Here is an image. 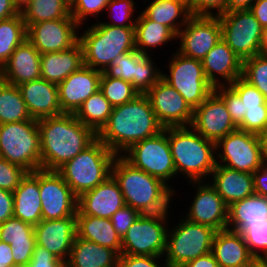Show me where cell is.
I'll return each instance as SVG.
<instances>
[{"mask_svg": "<svg viewBox=\"0 0 267 267\" xmlns=\"http://www.w3.org/2000/svg\"><path fill=\"white\" fill-rule=\"evenodd\" d=\"M164 127L159 123L145 94L113 107L107 123L97 133L115 155H122L135 143L159 134Z\"/></svg>", "mask_w": 267, "mask_h": 267, "instance_id": "obj_1", "label": "cell"}, {"mask_svg": "<svg viewBox=\"0 0 267 267\" xmlns=\"http://www.w3.org/2000/svg\"><path fill=\"white\" fill-rule=\"evenodd\" d=\"M41 142V169L57 171L97 139V133L74 114L38 120Z\"/></svg>", "mask_w": 267, "mask_h": 267, "instance_id": "obj_2", "label": "cell"}, {"mask_svg": "<svg viewBox=\"0 0 267 267\" xmlns=\"http://www.w3.org/2000/svg\"><path fill=\"white\" fill-rule=\"evenodd\" d=\"M111 175L118 182L125 204L141 214L170 212L177 195L162 180L134 167L122 155H116Z\"/></svg>", "mask_w": 267, "mask_h": 267, "instance_id": "obj_3", "label": "cell"}, {"mask_svg": "<svg viewBox=\"0 0 267 267\" xmlns=\"http://www.w3.org/2000/svg\"><path fill=\"white\" fill-rule=\"evenodd\" d=\"M168 142L177 175L186 177L187 182L210 178L216 166L214 142L191 126L168 127Z\"/></svg>", "mask_w": 267, "mask_h": 267, "instance_id": "obj_4", "label": "cell"}, {"mask_svg": "<svg viewBox=\"0 0 267 267\" xmlns=\"http://www.w3.org/2000/svg\"><path fill=\"white\" fill-rule=\"evenodd\" d=\"M83 33L79 42L83 49L84 65L104 72L118 56L136 50L135 28L111 26L96 21Z\"/></svg>", "mask_w": 267, "mask_h": 267, "instance_id": "obj_5", "label": "cell"}, {"mask_svg": "<svg viewBox=\"0 0 267 267\" xmlns=\"http://www.w3.org/2000/svg\"><path fill=\"white\" fill-rule=\"evenodd\" d=\"M115 157L116 155L97 138L61 166L57 172L79 197L103 183L111 175V166Z\"/></svg>", "mask_w": 267, "mask_h": 267, "instance_id": "obj_6", "label": "cell"}, {"mask_svg": "<svg viewBox=\"0 0 267 267\" xmlns=\"http://www.w3.org/2000/svg\"><path fill=\"white\" fill-rule=\"evenodd\" d=\"M0 157L28 172L41 169L38 120L0 124Z\"/></svg>", "mask_w": 267, "mask_h": 267, "instance_id": "obj_7", "label": "cell"}, {"mask_svg": "<svg viewBox=\"0 0 267 267\" xmlns=\"http://www.w3.org/2000/svg\"><path fill=\"white\" fill-rule=\"evenodd\" d=\"M168 227L164 260L167 267H182L187 262L212 251L216 230L180 218Z\"/></svg>", "mask_w": 267, "mask_h": 267, "instance_id": "obj_8", "label": "cell"}, {"mask_svg": "<svg viewBox=\"0 0 267 267\" xmlns=\"http://www.w3.org/2000/svg\"><path fill=\"white\" fill-rule=\"evenodd\" d=\"M173 51L168 59V73L162 70L161 78L194 110L214 91V87L205 76L201 60L184 56L177 50Z\"/></svg>", "mask_w": 267, "mask_h": 267, "instance_id": "obj_9", "label": "cell"}, {"mask_svg": "<svg viewBox=\"0 0 267 267\" xmlns=\"http://www.w3.org/2000/svg\"><path fill=\"white\" fill-rule=\"evenodd\" d=\"M168 213L141 214L121 239V254L164 257L171 225Z\"/></svg>", "mask_w": 267, "mask_h": 267, "instance_id": "obj_10", "label": "cell"}, {"mask_svg": "<svg viewBox=\"0 0 267 267\" xmlns=\"http://www.w3.org/2000/svg\"><path fill=\"white\" fill-rule=\"evenodd\" d=\"M122 156L134 167L162 180L174 192L177 191L171 185L177 174L168 142V127L153 137L135 143Z\"/></svg>", "mask_w": 267, "mask_h": 267, "instance_id": "obj_11", "label": "cell"}, {"mask_svg": "<svg viewBox=\"0 0 267 267\" xmlns=\"http://www.w3.org/2000/svg\"><path fill=\"white\" fill-rule=\"evenodd\" d=\"M222 40L241 59L260 54L263 27L250 10H236L219 16Z\"/></svg>", "mask_w": 267, "mask_h": 267, "instance_id": "obj_12", "label": "cell"}, {"mask_svg": "<svg viewBox=\"0 0 267 267\" xmlns=\"http://www.w3.org/2000/svg\"><path fill=\"white\" fill-rule=\"evenodd\" d=\"M215 151L216 164L237 171L254 173L262 165L257 134L236 129L215 144Z\"/></svg>", "mask_w": 267, "mask_h": 267, "instance_id": "obj_13", "label": "cell"}, {"mask_svg": "<svg viewBox=\"0 0 267 267\" xmlns=\"http://www.w3.org/2000/svg\"><path fill=\"white\" fill-rule=\"evenodd\" d=\"M43 220L76 217L78 197L57 171L39 169Z\"/></svg>", "mask_w": 267, "mask_h": 267, "instance_id": "obj_14", "label": "cell"}, {"mask_svg": "<svg viewBox=\"0 0 267 267\" xmlns=\"http://www.w3.org/2000/svg\"><path fill=\"white\" fill-rule=\"evenodd\" d=\"M151 56L137 50L118 55L104 73L108 77L131 82L139 94H145L162 76V70Z\"/></svg>", "mask_w": 267, "mask_h": 267, "instance_id": "obj_15", "label": "cell"}, {"mask_svg": "<svg viewBox=\"0 0 267 267\" xmlns=\"http://www.w3.org/2000/svg\"><path fill=\"white\" fill-rule=\"evenodd\" d=\"M189 185L195 186L193 200L182 216L188 221L202 224L215 229L216 231L227 229L228 206L210 181H192Z\"/></svg>", "mask_w": 267, "mask_h": 267, "instance_id": "obj_16", "label": "cell"}, {"mask_svg": "<svg viewBox=\"0 0 267 267\" xmlns=\"http://www.w3.org/2000/svg\"><path fill=\"white\" fill-rule=\"evenodd\" d=\"M180 39V40H179ZM222 39L219 17L191 16L177 34V51L184 56L203 60Z\"/></svg>", "mask_w": 267, "mask_h": 267, "instance_id": "obj_17", "label": "cell"}, {"mask_svg": "<svg viewBox=\"0 0 267 267\" xmlns=\"http://www.w3.org/2000/svg\"><path fill=\"white\" fill-rule=\"evenodd\" d=\"M74 18L49 20L32 24L27 29V39L40 54L67 50L79 41L83 30Z\"/></svg>", "mask_w": 267, "mask_h": 267, "instance_id": "obj_18", "label": "cell"}, {"mask_svg": "<svg viewBox=\"0 0 267 267\" xmlns=\"http://www.w3.org/2000/svg\"><path fill=\"white\" fill-rule=\"evenodd\" d=\"M145 95L164 128L191 126L194 110L165 80L161 78Z\"/></svg>", "mask_w": 267, "mask_h": 267, "instance_id": "obj_19", "label": "cell"}, {"mask_svg": "<svg viewBox=\"0 0 267 267\" xmlns=\"http://www.w3.org/2000/svg\"><path fill=\"white\" fill-rule=\"evenodd\" d=\"M191 127L215 144L238 129L227 111L224 100L215 91L194 109Z\"/></svg>", "mask_w": 267, "mask_h": 267, "instance_id": "obj_20", "label": "cell"}, {"mask_svg": "<svg viewBox=\"0 0 267 267\" xmlns=\"http://www.w3.org/2000/svg\"><path fill=\"white\" fill-rule=\"evenodd\" d=\"M101 76V71L83 65L59 83L57 86L62 114H75L82 103L100 89Z\"/></svg>", "mask_w": 267, "mask_h": 267, "instance_id": "obj_21", "label": "cell"}, {"mask_svg": "<svg viewBox=\"0 0 267 267\" xmlns=\"http://www.w3.org/2000/svg\"><path fill=\"white\" fill-rule=\"evenodd\" d=\"M125 205L120 186L110 175L103 183L78 197L77 211L82 215L110 219Z\"/></svg>", "mask_w": 267, "mask_h": 267, "instance_id": "obj_22", "label": "cell"}, {"mask_svg": "<svg viewBox=\"0 0 267 267\" xmlns=\"http://www.w3.org/2000/svg\"><path fill=\"white\" fill-rule=\"evenodd\" d=\"M36 245L46 248L58 259L68 260L76 232V217L41 220L34 226Z\"/></svg>", "mask_w": 267, "mask_h": 267, "instance_id": "obj_23", "label": "cell"}, {"mask_svg": "<svg viewBox=\"0 0 267 267\" xmlns=\"http://www.w3.org/2000/svg\"><path fill=\"white\" fill-rule=\"evenodd\" d=\"M202 66L214 88L228 86L242 76L243 62L222 39L203 58Z\"/></svg>", "mask_w": 267, "mask_h": 267, "instance_id": "obj_24", "label": "cell"}, {"mask_svg": "<svg viewBox=\"0 0 267 267\" xmlns=\"http://www.w3.org/2000/svg\"><path fill=\"white\" fill-rule=\"evenodd\" d=\"M41 78V54L25 39L0 69V79L11 85H21Z\"/></svg>", "mask_w": 267, "mask_h": 267, "instance_id": "obj_25", "label": "cell"}, {"mask_svg": "<svg viewBox=\"0 0 267 267\" xmlns=\"http://www.w3.org/2000/svg\"><path fill=\"white\" fill-rule=\"evenodd\" d=\"M32 119L40 120L62 114L58 86L43 78L18 85Z\"/></svg>", "mask_w": 267, "mask_h": 267, "instance_id": "obj_26", "label": "cell"}, {"mask_svg": "<svg viewBox=\"0 0 267 267\" xmlns=\"http://www.w3.org/2000/svg\"><path fill=\"white\" fill-rule=\"evenodd\" d=\"M210 177L208 179L212 180L210 184L227 206L255 194L253 173L241 172L216 164Z\"/></svg>", "mask_w": 267, "mask_h": 267, "instance_id": "obj_27", "label": "cell"}, {"mask_svg": "<svg viewBox=\"0 0 267 267\" xmlns=\"http://www.w3.org/2000/svg\"><path fill=\"white\" fill-rule=\"evenodd\" d=\"M13 198V217L36 226L42 220L39 170L26 174L19 186L13 191Z\"/></svg>", "mask_w": 267, "mask_h": 267, "instance_id": "obj_28", "label": "cell"}, {"mask_svg": "<svg viewBox=\"0 0 267 267\" xmlns=\"http://www.w3.org/2000/svg\"><path fill=\"white\" fill-rule=\"evenodd\" d=\"M211 252L219 267H248L254 259L242 235L229 229L216 232Z\"/></svg>", "mask_w": 267, "mask_h": 267, "instance_id": "obj_29", "label": "cell"}, {"mask_svg": "<svg viewBox=\"0 0 267 267\" xmlns=\"http://www.w3.org/2000/svg\"><path fill=\"white\" fill-rule=\"evenodd\" d=\"M84 65L83 49L78 41L73 47L41 54V78L58 85Z\"/></svg>", "mask_w": 267, "mask_h": 267, "instance_id": "obj_30", "label": "cell"}, {"mask_svg": "<svg viewBox=\"0 0 267 267\" xmlns=\"http://www.w3.org/2000/svg\"><path fill=\"white\" fill-rule=\"evenodd\" d=\"M0 240L12 247L14 263L27 265L31 260L36 237L34 226L12 217L0 224Z\"/></svg>", "mask_w": 267, "mask_h": 267, "instance_id": "obj_31", "label": "cell"}, {"mask_svg": "<svg viewBox=\"0 0 267 267\" xmlns=\"http://www.w3.org/2000/svg\"><path fill=\"white\" fill-rule=\"evenodd\" d=\"M119 255L110 248L75 236L66 267H117Z\"/></svg>", "mask_w": 267, "mask_h": 267, "instance_id": "obj_32", "label": "cell"}, {"mask_svg": "<svg viewBox=\"0 0 267 267\" xmlns=\"http://www.w3.org/2000/svg\"><path fill=\"white\" fill-rule=\"evenodd\" d=\"M76 232L81 239L113 249L121 254V237L110 219L76 213Z\"/></svg>", "mask_w": 267, "mask_h": 267, "instance_id": "obj_33", "label": "cell"}, {"mask_svg": "<svg viewBox=\"0 0 267 267\" xmlns=\"http://www.w3.org/2000/svg\"><path fill=\"white\" fill-rule=\"evenodd\" d=\"M142 12L149 20L169 27L176 35L192 16L183 0H151Z\"/></svg>", "mask_w": 267, "mask_h": 267, "instance_id": "obj_34", "label": "cell"}, {"mask_svg": "<svg viewBox=\"0 0 267 267\" xmlns=\"http://www.w3.org/2000/svg\"><path fill=\"white\" fill-rule=\"evenodd\" d=\"M136 15L135 47L141 54L154 55L150 53L152 50L177 41V35L169 27L149 20L142 12Z\"/></svg>", "mask_w": 267, "mask_h": 267, "instance_id": "obj_35", "label": "cell"}, {"mask_svg": "<svg viewBox=\"0 0 267 267\" xmlns=\"http://www.w3.org/2000/svg\"><path fill=\"white\" fill-rule=\"evenodd\" d=\"M267 197L257 194L233 202L228 206L227 229L239 232L246 224L265 223Z\"/></svg>", "mask_w": 267, "mask_h": 267, "instance_id": "obj_36", "label": "cell"}, {"mask_svg": "<svg viewBox=\"0 0 267 267\" xmlns=\"http://www.w3.org/2000/svg\"><path fill=\"white\" fill-rule=\"evenodd\" d=\"M20 13L27 29L35 23L73 18L71 3L68 0H31Z\"/></svg>", "mask_w": 267, "mask_h": 267, "instance_id": "obj_37", "label": "cell"}, {"mask_svg": "<svg viewBox=\"0 0 267 267\" xmlns=\"http://www.w3.org/2000/svg\"><path fill=\"white\" fill-rule=\"evenodd\" d=\"M112 111L113 106L98 90L82 103L74 115L81 123L98 133L107 123Z\"/></svg>", "mask_w": 267, "mask_h": 267, "instance_id": "obj_38", "label": "cell"}, {"mask_svg": "<svg viewBox=\"0 0 267 267\" xmlns=\"http://www.w3.org/2000/svg\"><path fill=\"white\" fill-rule=\"evenodd\" d=\"M32 119L18 86L0 79V124Z\"/></svg>", "mask_w": 267, "mask_h": 267, "instance_id": "obj_39", "label": "cell"}, {"mask_svg": "<svg viewBox=\"0 0 267 267\" xmlns=\"http://www.w3.org/2000/svg\"><path fill=\"white\" fill-rule=\"evenodd\" d=\"M25 39L27 28L21 13L0 20V69Z\"/></svg>", "mask_w": 267, "mask_h": 267, "instance_id": "obj_40", "label": "cell"}, {"mask_svg": "<svg viewBox=\"0 0 267 267\" xmlns=\"http://www.w3.org/2000/svg\"><path fill=\"white\" fill-rule=\"evenodd\" d=\"M99 90L113 107L130 102L140 95L131 82L108 77L104 72L100 79Z\"/></svg>", "mask_w": 267, "mask_h": 267, "instance_id": "obj_41", "label": "cell"}, {"mask_svg": "<svg viewBox=\"0 0 267 267\" xmlns=\"http://www.w3.org/2000/svg\"><path fill=\"white\" fill-rule=\"evenodd\" d=\"M135 4L136 1L134 0H110L105 9V12L108 10L107 18L110 20L102 23L111 26L135 28L137 17L134 12H138V9L136 10L138 6L137 4L135 6Z\"/></svg>", "mask_w": 267, "mask_h": 267, "instance_id": "obj_42", "label": "cell"}, {"mask_svg": "<svg viewBox=\"0 0 267 267\" xmlns=\"http://www.w3.org/2000/svg\"><path fill=\"white\" fill-rule=\"evenodd\" d=\"M242 77L255 86L267 101V56L258 54L244 60Z\"/></svg>", "mask_w": 267, "mask_h": 267, "instance_id": "obj_43", "label": "cell"}, {"mask_svg": "<svg viewBox=\"0 0 267 267\" xmlns=\"http://www.w3.org/2000/svg\"><path fill=\"white\" fill-rule=\"evenodd\" d=\"M239 233L254 258L267 257V220L265 223L246 224Z\"/></svg>", "mask_w": 267, "mask_h": 267, "instance_id": "obj_44", "label": "cell"}, {"mask_svg": "<svg viewBox=\"0 0 267 267\" xmlns=\"http://www.w3.org/2000/svg\"><path fill=\"white\" fill-rule=\"evenodd\" d=\"M109 1L110 0H73L71 2V16L81 27L90 17H93L92 20L95 19L99 21L100 19L98 16L101 13L106 14L105 9Z\"/></svg>", "mask_w": 267, "mask_h": 267, "instance_id": "obj_45", "label": "cell"}, {"mask_svg": "<svg viewBox=\"0 0 267 267\" xmlns=\"http://www.w3.org/2000/svg\"><path fill=\"white\" fill-rule=\"evenodd\" d=\"M243 102L244 112L253 108H267L264 95L242 76L229 85Z\"/></svg>", "mask_w": 267, "mask_h": 267, "instance_id": "obj_46", "label": "cell"}, {"mask_svg": "<svg viewBox=\"0 0 267 267\" xmlns=\"http://www.w3.org/2000/svg\"><path fill=\"white\" fill-rule=\"evenodd\" d=\"M28 173L27 170L0 157V189L13 192Z\"/></svg>", "mask_w": 267, "mask_h": 267, "instance_id": "obj_47", "label": "cell"}, {"mask_svg": "<svg viewBox=\"0 0 267 267\" xmlns=\"http://www.w3.org/2000/svg\"><path fill=\"white\" fill-rule=\"evenodd\" d=\"M214 91L224 100L234 124L238 127L244 118L243 102L238 94L228 86H217Z\"/></svg>", "mask_w": 267, "mask_h": 267, "instance_id": "obj_48", "label": "cell"}, {"mask_svg": "<svg viewBox=\"0 0 267 267\" xmlns=\"http://www.w3.org/2000/svg\"><path fill=\"white\" fill-rule=\"evenodd\" d=\"M238 129L260 135L267 130V108H253L246 110L242 123Z\"/></svg>", "mask_w": 267, "mask_h": 267, "instance_id": "obj_49", "label": "cell"}, {"mask_svg": "<svg viewBox=\"0 0 267 267\" xmlns=\"http://www.w3.org/2000/svg\"><path fill=\"white\" fill-rule=\"evenodd\" d=\"M189 8L192 16L219 17L227 12V0H192Z\"/></svg>", "mask_w": 267, "mask_h": 267, "instance_id": "obj_50", "label": "cell"}, {"mask_svg": "<svg viewBox=\"0 0 267 267\" xmlns=\"http://www.w3.org/2000/svg\"><path fill=\"white\" fill-rule=\"evenodd\" d=\"M140 215L141 213L139 211L128 205H125L112 215L110 221L121 239L126 234L128 228Z\"/></svg>", "mask_w": 267, "mask_h": 267, "instance_id": "obj_51", "label": "cell"}, {"mask_svg": "<svg viewBox=\"0 0 267 267\" xmlns=\"http://www.w3.org/2000/svg\"><path fill=\"white\" fill-rule=\"evenodd\" d=\"M117 267H167V265L164 257L120 254Z\"/></svg>", "mask_w": 267, "mask_h": 267, "instance_id": "obj_52", "label": "cell"}, {"mask_svg": "<svg viewBox=\"0 0 267 267\" xmlns=\"http://www.w3.org/2000/svg\"><path fill=\"white\" fill-rule=\"evenodd\" d=\"M27 267H66V265L46 248L36 245Z\"/></svg>", "mask_w": 267, "mask_h": 267, "instance_id": "obj_53", "label": "cell"}, {"mask_svg": "<svg viewBox=\"0 0 267 267\" xmlns=\"http://www.w3.org/2000/svg\"><path fill=\"white\" fill-rule=\"evenodd\" d=\"M13 192L0 189V224L13 217Z\"/></svg>", "mask_w": 267, "mask_h": 267, "instance_id": "obj_54", "label": "cell"}, {"mask_svg": "<svg viewBox=\"0 0 267 267\" xmlns=\"http://www.w3.org/2000/svg\"><path fill=\"white\" fill-rule=\"evenodd\" d=\"M253 179L255 194L267 197V164L262 163L253 173Z\"/></svg>", "mask_w": 267, "mask_h": 267, "instance_id": "obj_55", "label": "cell"}, {"mask_svg": "<svg viewBox=\"0 0 267 267\" xmlns=\"http://www.w3.org/2000/svg\"><path fill=\"white\" fill-rule=\"evenodd\" d=\"M249 10L263 28L267 27V0H256Z\"/></svg>", "mask_w": 267, "mask_h": 267, "instance_id": "obj_56", "label": "cell"}, {"mask_svg": "<svg viewBox=\"0 0 267 267\" xmlns=\"http://www.w3.org/2000/svg\"><path fill=\"white\" fill-rule=\"evenodd\" d=\"M182 267H219L212 252L187 262Z\"/></svg>", "mask_w": 267, "mask_h": 267, "instance_id": "obj_57", "label": "cell"}, {"mask_svg": "<svg viewBox=\"0 0 267 267\" xmlns=\"http://www.w3.org/2000/svg\"><path fill=\"white\" fill-rule=\"evenodd\" d=\"M20 10L15 6L13 0H0V20L18 15Z\"/></svg>", "mask_w": 267, "mask_h": 267, "instance_id": "obj_58", "label": "cell"}, {"mask_svg": "<svg viewBox=\"0 0 267 267\" xmlns=\"http://www.w3.org/2000/svg\"><path fill=\"white\" fill-rule=\"evenodd\" d=\"M10 244L0 240V267H8L14 263Z\"/></svg>", "mask_w": 267, "mask_h": 267, "instance_id": "obj_59", "label": "cell"}, {"mask_svg": "<svg viewBox=\"0 0 267 267\" xmlns=\"http://www.w3.org/2000/svg\"><path fill=\"white\" fill-rule=\"evenodd\" d=\"M256 0H227V12L249 10Z\"/></svg>", "mask_w": 267, "mask_h": 267, "instance_id": "obj_60", "label": "cell"}, {"mask_svg": "<svg viewBox=\"0 0 267 267\" xmlns=\"http://www.w3.org/2000/svg\"><path fill=\"white\" fill-rule=\"evenodd\" d=\"M258 136L261 144L262 163L267 164V130Z\"/></svg>", "mask_w": 267, "mask_h": 267, "instance_id": "obj_61", "label": "cell"}, {"mask_svg": "<svg viewBox=\"0 0 267 267\" xmlns=\"http://www.w3.org/2000/svg\"><path fill=\"white\" fill-rule=\"evenodd\" d=\"M260 54L267 56V27L263 28L260 42Z\"/></svg>", "mask_w": 267, "mask_h": 267, "instance_id": "obj_62", "label": "cell"}, {"mask_svg": "<svg viewBox=\"0 0 267 267\" xmlns=\"http://www.w3.org/2000/svg\"><path fill=\"white\" fill-rule=\"evenodd\" d=\"M248 267H267V258H254Z\"/></svg>", "mask_w": 267, "mask_h": 267, "instance_id": "obj_63", "label": "cell"}, {"mask_svg": "<svg viewBox=\"0 0 267 267\" xmlns=\"http://www.w3.org/2000/svg\"><path fill=\"white\" fill-rule=\"evenodd\" d=\"M15 6L21 10L24 6H26L31 0H13Z\"/></svg>", "mask_w": 267, "mask_h": 267, "instance_id": "obj_64", "label": "cell"}, {"mask_svg": "<svg viewBox=\"0 0 267 267\" xmlns=\"http://www.w3.org/2000/svg\"><path fill=\"white\" fill-rule=\"evenodd\" d=\"M8 267H27V265L13 263L12 265H10V266H8Z\"/></svg>", "mask_w": 267, "mask_h": 267, "instance_id": "obj_65", "label": "cell"}, {"mask_svg": "<svg viewBox=\"0 0 267 267\" xmlns=\"http://www.w3.org/2000/svg\"><path fill=\"white\" fill-rule=\"evenodd\" d=\"M185 1L187 4H190L192 0H183Z\"/></svg>", "mask_w": 267, "mask_h": 267, "instance_id": "obj_66", "label": "cell"}]
</instances>
